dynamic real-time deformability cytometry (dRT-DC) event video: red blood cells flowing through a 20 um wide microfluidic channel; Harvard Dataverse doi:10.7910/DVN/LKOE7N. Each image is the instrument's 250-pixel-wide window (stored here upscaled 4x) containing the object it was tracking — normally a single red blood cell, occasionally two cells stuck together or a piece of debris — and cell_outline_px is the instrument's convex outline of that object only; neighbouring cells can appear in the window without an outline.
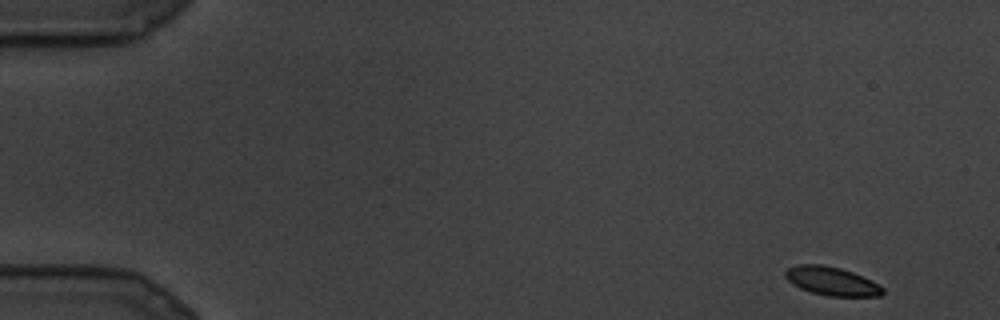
{"species": "common noctule bat (a hibernating species)", "species_latin": "Nyctalus noctula", "temperature_condition": "cold", "stored_images_in_passage": 16, "camera_frame_rate_fps": 3000, "um_per_image_px": 0.085, "animal": {"sex": "male", "body_mass_g": 19.5, "forearm_length_mm": 54.6}, "frame": {"image": 1, "passage_image": 1, "time_ms": 0.0, "image_size_px": [1000, 320], "cell_outline_px": [[884, 292], [880, 296], [828, 296], [812, 292], [800, 288], [792, 284], [784, 276], [784, 272], [788, 268], [796, 264], [820, 264], [840, 268], [852, 272], [872, 280], [884, 288]], "centroid_in_image_um": [70.68, 23.89], "position_along_channel_um": 14.3, "area_um2": 16.24}}
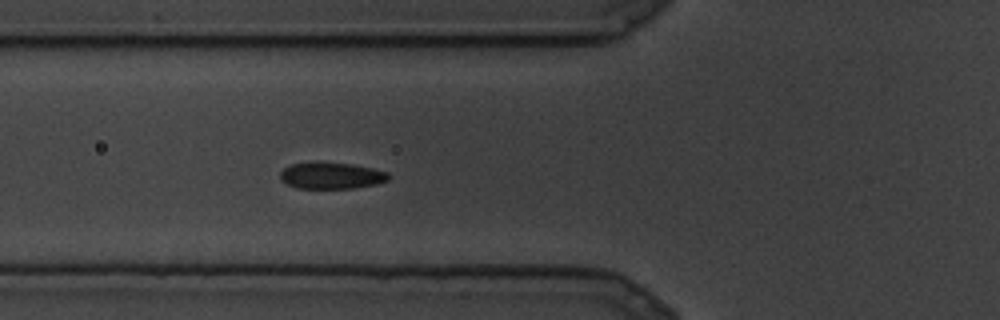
{"frame": {"image": 2, "passage_image": 9, "time_ms": 2.667, "image_size_px": [1000, 320], "cell_outline_px": [[392, 176], [388, 180], [376, 184], [352, 188], [296, 188], [280, 180], [280, 172], [284, 168], [292, 164], [312, 160], [320, 160], [352, 164], [372, 168], [388, 172]], "centroid_in_image_um": [28.15, 14.89], "position_along_channel_um": 97.7, "area_um2": 17.22}}
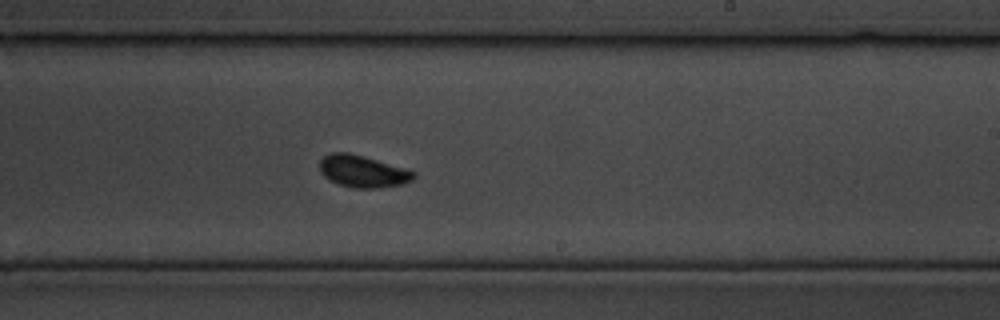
{"frame": {"image": 3, "passage_image": 16, "time_ms": 5.0, "image_size_px": [1000, 320], "cell_outline_px": [[416, 176], [412, 180], [400, 184], [380, 188], [352, 188], [328, 180], [320, 172], [320, 160], [324, 156], [332, 152], [348, 152], [364, 156], [404, 168], [416, 172]], "centroid_in_image_um": [30.81, 14.56], "position_along_channel_um": 258.2, "area_um2": 17.51}}